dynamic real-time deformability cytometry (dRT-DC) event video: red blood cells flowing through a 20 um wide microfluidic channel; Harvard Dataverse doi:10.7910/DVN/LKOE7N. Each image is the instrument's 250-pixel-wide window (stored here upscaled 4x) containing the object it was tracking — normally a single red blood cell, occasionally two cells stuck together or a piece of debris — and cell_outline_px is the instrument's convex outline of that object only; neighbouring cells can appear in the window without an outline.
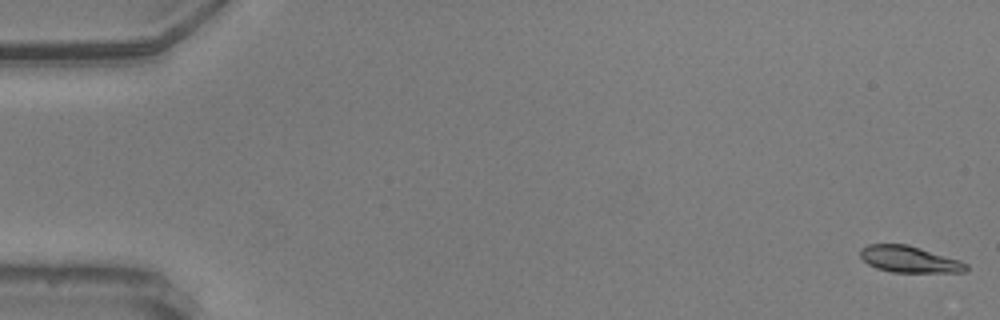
{"species": "common noctule bat (a hibernating species)", "species_latin": "Nyctalus noctula", "temperature_condition": "warm", "stored_images_in_passage": 17, "camera_frame_rate_fps": 3000, "um_per_image_px": 0.085, "animal": {"sex": "male", "body_mass_g": 20.5, "forearm_length_mm": 52.5}, "frame": {"image": 1, "passage_image": 1, "time_ms": 0.0, "image_size_px": [1000, 320], "cell_outline_px": [[968, 268], [964, 272], [892, 272], [876, 268], [868, 264], [860, 256], [860, 248], [868, 244], [908, 244], [960, 260], [968, 264]], "centroid_in_image_um": [77.28, 22.03], "position_along_channel_um": 7.7, "area_um2": 16.36}}
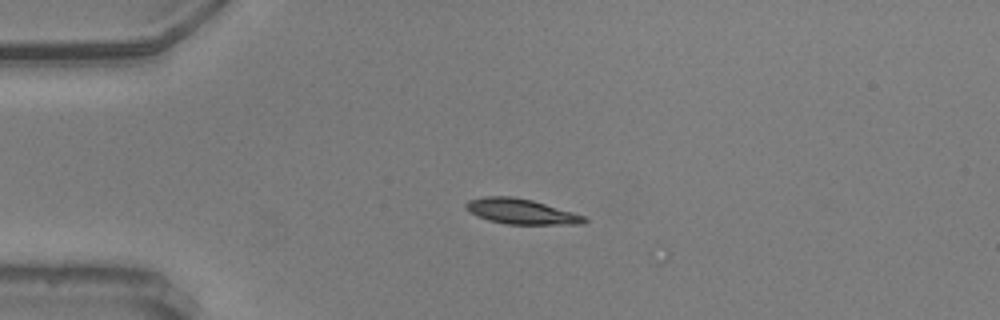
{"frame": {"image": 2, "passage_image": 14, "time_ms": 4.333, "image_size_px": [1000, 320], "cell_outline_px": [[588, 220], [584, 224], [508, 224], [488, 220], [476, 216], [468, 212], [464, 208], [464, 204], [468, 200], [484, 196], [512, 196], [532, 200], [572, 212], [584, 216]], "centroid_in_image_um": [44.23, 17.97], "position_along_channel_um": 40.8, "area_um2": 17.46}}